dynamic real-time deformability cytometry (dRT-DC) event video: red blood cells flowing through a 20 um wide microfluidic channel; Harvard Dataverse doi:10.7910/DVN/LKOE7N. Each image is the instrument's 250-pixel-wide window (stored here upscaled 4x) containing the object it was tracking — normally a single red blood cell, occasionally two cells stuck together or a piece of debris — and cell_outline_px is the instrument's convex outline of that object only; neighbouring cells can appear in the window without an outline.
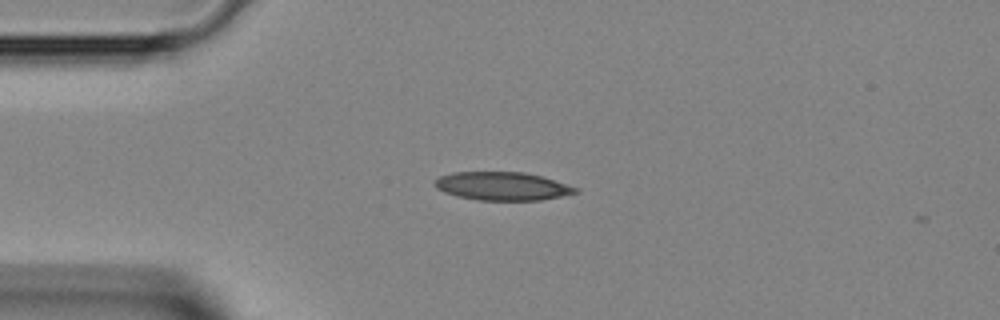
{"species": "Egyptian fruit bat (a non-hibernating species)", "species_latin": "Rousettus aegyptiacus", "temperature_condition": "room temperature", "stored_images_in_passage": 3, "camera_frame_rate_fps": 3000, "um_per_image_px": 0.085, "animal": {"sex": "female"}, "frame": {"image": 1, "passage_image": 1, "time_ms": 0.0, "image_size_px": [1000, 320], "cell_outline_px": [[580, 192], [540, 200], [480, 200], [456, 196], [444, 192], [436, 188], [432, 184], [440, 176], [452, 172], [524, 172], [540, 176], [580, 188]], "centroid_in_image_um": [42.68, 15.82], "position_along_channel_um": 42.3, "area_um2": 23.18}}